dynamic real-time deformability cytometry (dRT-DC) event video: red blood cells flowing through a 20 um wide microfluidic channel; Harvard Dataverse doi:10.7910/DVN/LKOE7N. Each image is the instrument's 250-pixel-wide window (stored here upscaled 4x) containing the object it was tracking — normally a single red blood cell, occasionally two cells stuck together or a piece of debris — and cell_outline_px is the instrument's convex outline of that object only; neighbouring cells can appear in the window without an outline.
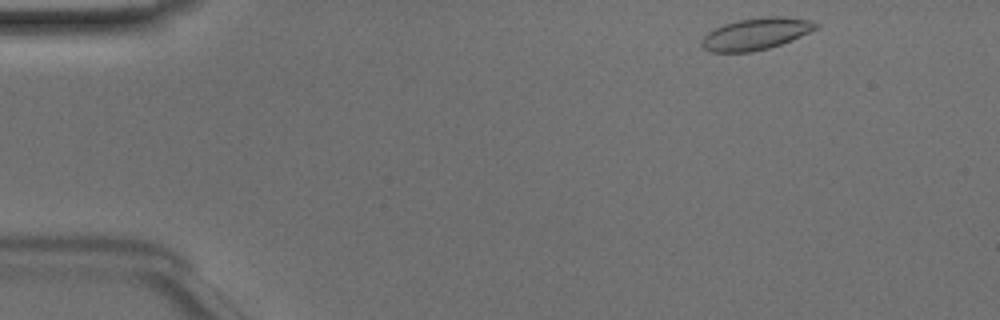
{"species": "Egyptian fruit bat (a non-hibernating species)", "species_latin": "Rousettus aegyptiacus", "temperature_condition": "room temperature", "stored_images_in_passage": 44, "camera_frame_rate_fps": 3000, "um_per_image_px": 0.085, "animal": {"sex": "male"}, "frame": {"image": 1, "passage_image": 1, "time_ms": 0.0, "image_size_px": [1000, 320], "cell_outline_px": [[820, 24], [816, 28], [792, 40], [768, 48], [752, 52], [708, 52], [700, 44], [700, 40], [708, 32], [724, 24], [740, 20], [768, 16], [784, 16], [808, 20]], "centroid_in_image_um": [64.22, 2.89], "position_along_channel_um": 20.8, "area_um2": 20.98}}
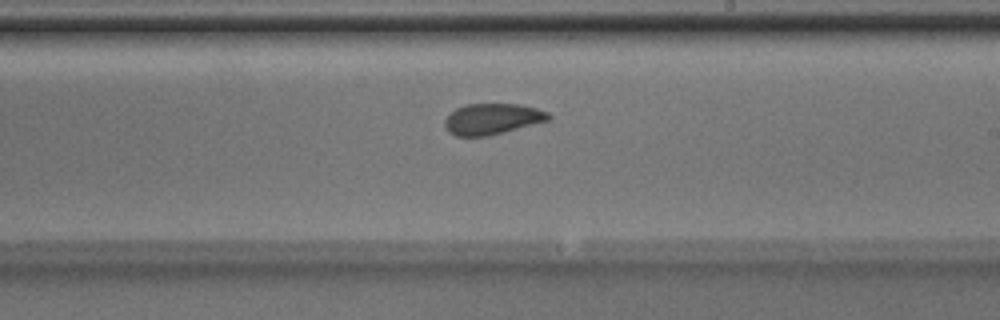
{"frame": {"image": 2, "passage_image": 24, "time_ms": 7.667, "image_size_px": [1000, 320], "cell_outline_px": [[552, 116], [548, 120], [504, 132], [488, 136], [456, 136], [448, 132], [444, 128], [444, 120], [456, 108], [468, 104], [520, 104], [536, 108], [548, 112]], "centroid_in_image_um": [41.82, 10.11], "position_along_channel_um": 247.2, "area_um2": 18.67}}
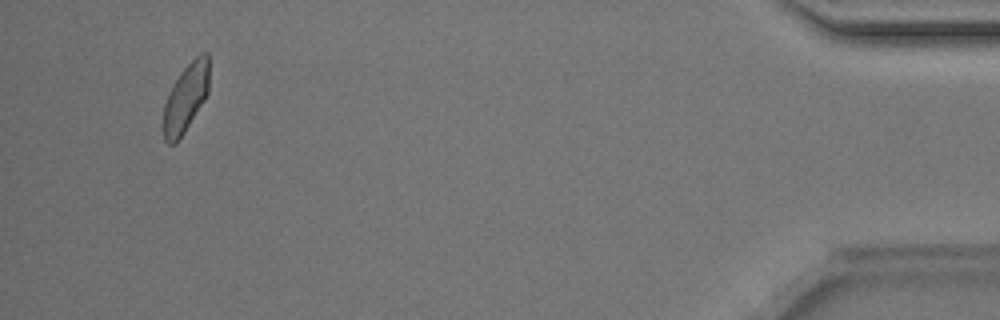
{"frame": {"image": 3, "passage_image": 42, "time_ms": 13.667, "image_size_px": [1000, 320], "cell_outline_px": [[208, 92], [204, 100], [184, 132], [176, 144], [168, 144], [164, 140], [164, 104], [172, 84], [180, 72], [200, 52], [208, 52]], "centroid_in_image_um": [15.78, 8.31], "position_along_channel_um": 419.4, "area_um2": 18.03}, "authors_computed_cell_mechanics": {"area_um2": 19.363, "velocity_mm_per_s": 4.0923, "shape_relaxation_time_tau1_ms": 2.5921, "shape_relaxation_time_tau2_ms": 0.9787, "deformation_change_tau1": 0.0792, "deformation_change_tau2": 0.0397}}